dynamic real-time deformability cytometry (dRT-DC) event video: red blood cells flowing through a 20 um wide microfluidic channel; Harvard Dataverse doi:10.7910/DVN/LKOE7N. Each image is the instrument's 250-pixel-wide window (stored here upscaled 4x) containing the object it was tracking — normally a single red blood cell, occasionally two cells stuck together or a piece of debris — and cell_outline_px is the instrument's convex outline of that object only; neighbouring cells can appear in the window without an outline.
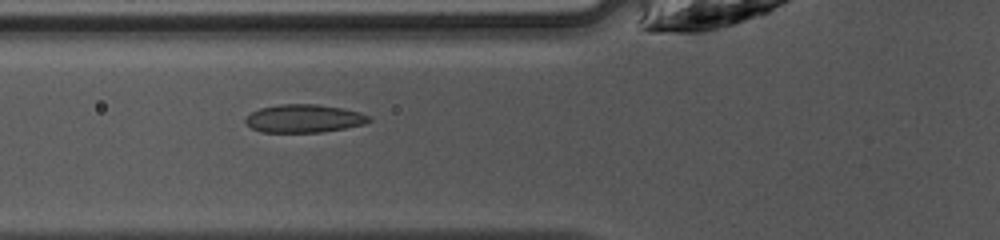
{"species": "common noctule bat (a hibernating species)", "species_latin": "Nyctalus noctula", "temperature_condition": "warm", "stored_images_in_passage": 47, "camera_frame_rate_fps": 3000, "um_per_image_px": 0.085, "animal": {"sex": "female", "body_mass_g": 10.0, "forearm_length_mm": 53.1}, "frame": {"image": 1, "passage_image": 18, "time_ms": 5.667, "image_size_px": [1000, 240], "cell_outline_px": [[372, 120], [364, 124], [344, 128], [320, 132], [260, 132], [252, 128], [244, 120], [252, 112], [260, 108], [280, 104], [316, 104], [340, 108], [360, 112], [368, 116]], "centroid_in_image_um": [25.83, 10.07], "position_along_channel_um": 100.0, "area_um2": 20.0}}
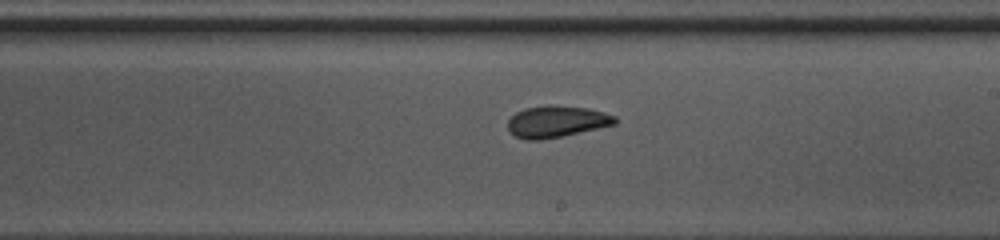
{"frame": {"image": 2, "passage_image": 28, "time_ms": 9.0, "image_size_px": [1000, 240], "cell_outline_px": [[616, 124], [560, 136], [540, 140], [524, 140], [516, 136], [508, 128], [508, 120], [516, 112], [524, 108], [588, 108], [604, 112], [616, 116]], "centroid_in_image_um": [47.31, 10.38], "position_along_channel_um": 241.7, "area_um2": 18.73}}
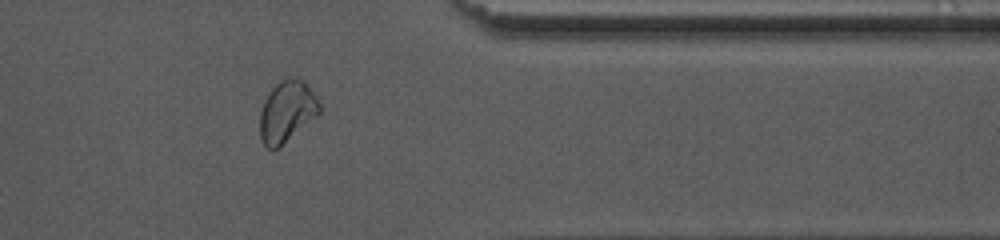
{"frame": {"image": 3, "passage_image": 39, "time_ms": 12.667, "image_size_px": [1000, 240], "cell_outline_px": [[320, 112], [316, 116], [280, 148], [272, 152], [260, 140], [260, 112], [264, 100], [272, 88], [280, 80], [300, 80], [312, 92], [320, 104]], "centroid_in_image_um": [24.34, 9.57], "position_along_channel_um": 387.1, "area_um2": 20.92}, "authors_computed_cell_mechanics": {"area_um2": 20.2878, "velocity_mm_per_s": 4.237, "shape_relaxation_time_tau1_ms": 3.5812, "shape_relaxation_time_tau2_ms": 2.3987, "deformation_change_tau1": 0.0999, "deformation_change_tau2": 0.0515}}